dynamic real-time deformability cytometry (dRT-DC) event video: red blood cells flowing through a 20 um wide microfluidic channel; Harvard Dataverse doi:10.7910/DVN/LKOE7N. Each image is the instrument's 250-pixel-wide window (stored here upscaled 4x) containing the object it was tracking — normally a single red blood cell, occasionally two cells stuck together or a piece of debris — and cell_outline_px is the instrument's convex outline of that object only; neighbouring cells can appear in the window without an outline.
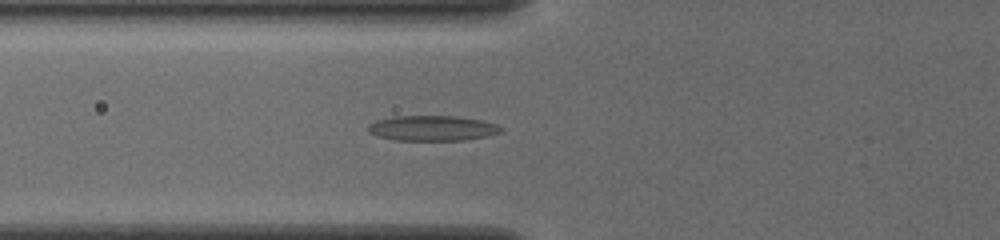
{"species": "common noctule bat (a hibernating species)", "species_latin": "Nyctalus noctula", "temperature_condition": "cold", "stored_images_in_passage": 46, "camera_frame_rate_fps": 3000, "um_per_image_px": 0.085, "animal": {"sex": "female", "body_mass_g": 19.5, "forearm_length_mm": 54.1}, "frame": {"image": 1, "passage_image": 15, "time_ms": 4.667, "image_size_px": [1000, 240], "cell_outline_px": [[504, 132], [464, 140], [396, 140], [376, 136], [368, 132], [368, 124], [376, 120], [392, 116], [456, 116], [480, 120], [496, 124], [504, 128]], "centroid_in_image_um": [36.73, 10.89], "position_along_channel_um": 89.1, "area_um2": 19.59}}
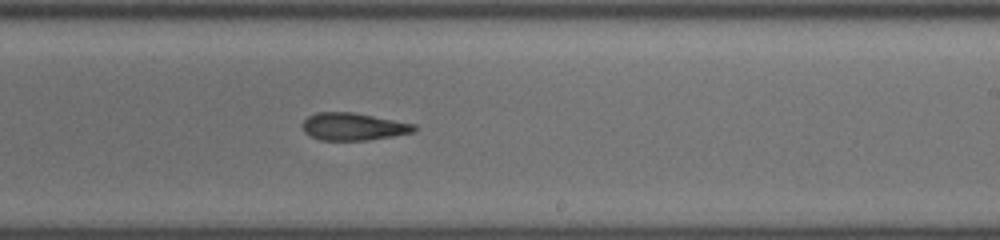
{"frame": {"image": 2, "passage_image": 28, "time_ms": 9.0, "image_size_px": [1000, 240], "cell_outline_px": [[416, 128], [412, 132], [392, 136], [368, 140], [320, 140], [304, 132], [304, 120], [308, 116], [316, 112], [352, 112], [416, 124]], "centroid_in_image_um": [30.03, 10.76], "position_along_channel_um": 259.0, "area_um2": 17.63}}
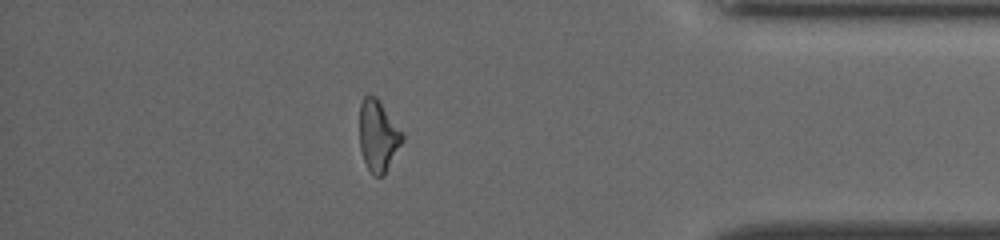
{"frame": {"image": 3, "passage_image": 41, "time_ms": 13.333, "image_size_px": [1000, 240], "cell_outline_px": [[404, 140], [384, 176], [372, 176], [364, 160], [360, 148], [360, 104], [364, 96], [368, 92], [376, 96], [404, 136]], "centroid_in_image_um": [32.13, 11.55], "position_along_channel_um": 403.1, "area_um2": 17.74}}